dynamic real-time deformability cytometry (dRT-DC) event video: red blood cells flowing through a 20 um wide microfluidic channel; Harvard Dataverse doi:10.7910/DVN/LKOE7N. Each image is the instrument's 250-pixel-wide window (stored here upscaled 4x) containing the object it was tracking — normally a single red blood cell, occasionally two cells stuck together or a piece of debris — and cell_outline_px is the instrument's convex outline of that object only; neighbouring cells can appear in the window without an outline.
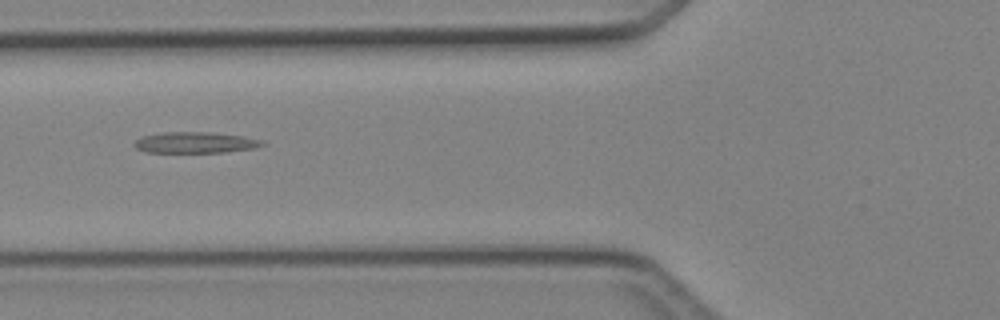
{"species": "Egyptian fruit bat (a non-hibernating species)", "species_latin": "Rousettus aegyptiacus", "temperature_condition": "cold", "stored_images_in_passage": 2, "camera_frame_rate_fps": 3000, "um_per_image_px": 0.085, "animal": {"sex": "female"}, "frame": {"image": 1, "passage_image": 2, "time_ms": 1.0, "image_size_px": [1000, 320], "cell_outline_px": [[268, 144], [256, 148], [224, 152], [144, 152], [136, 148], [132, 144], [140, 136], [160, 132], [212, 132], [244, 136], [264, 140]], "centroid_in_image_um": [16.62, 12.11], "position_along_channel_um": 109.2, "area_um2": 16.01}}